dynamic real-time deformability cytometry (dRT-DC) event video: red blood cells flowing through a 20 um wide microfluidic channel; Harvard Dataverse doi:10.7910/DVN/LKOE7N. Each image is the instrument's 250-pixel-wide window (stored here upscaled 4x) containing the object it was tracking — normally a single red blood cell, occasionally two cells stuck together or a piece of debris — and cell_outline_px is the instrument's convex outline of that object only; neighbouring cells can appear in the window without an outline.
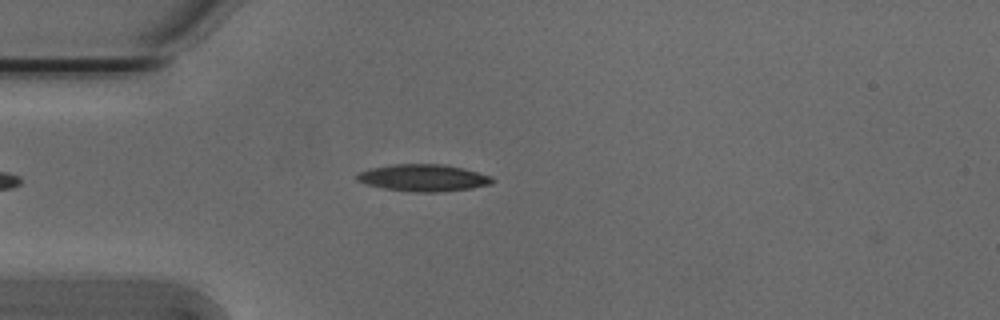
{"species": "Egyptian fruit bat (a non-hibernating species)", "species_latin": "Rousettus aegyptiacus", "temperature_condition": "cold", "stored_images_in_passage": 47, "camera_frame_rate_fps": 3000, "um_per_image_px": 0.085, "animal": {"sex": "male"}, "frame": {"image": 1, "passage_image": 8, "time_ms": 2.333, "image_size_px": [1000, 320], "cell_outline_px": [[496, 180], [492, 184], [472, 188], [436, 192], [412, 192], [384, 188], [368, 184], [356, 180], [356, 176], [360, 172], [372, 168], [392, 164], [444, 164], [464, 168], [492, 176]], "centroid_in_image_um": [36.04, 15.11], "position_along_channel_um": 49.0, "area_um2": 21.27}}
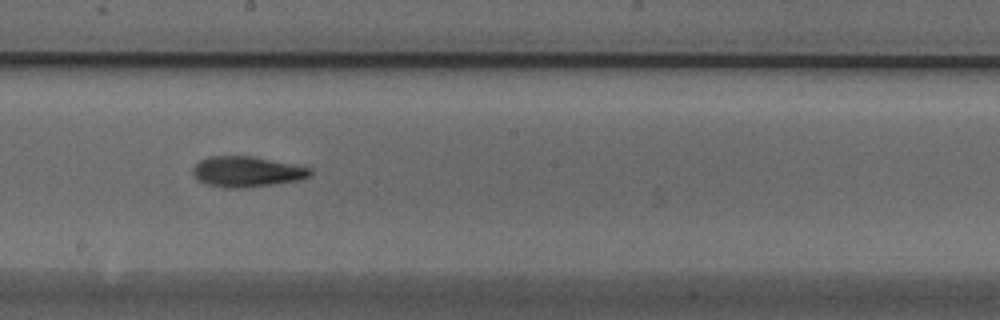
{"frame": {"image": 2, "passage_image": 23, "time_ms": 7.333, "image_size_px": [1000, 320], "cell_outline_px": [[312, 172], [308, 176], [300, 180], [244, 188], [224, 188], [208, 184], [196, 180], [192, 172], [192, 168], [200, 160], [208, 156], [252, 156], [312, 168]], "centroid_in_image_um": [20.94, 14.59], "position_along_channel_um": 227.3, "area_um2": 20.87}}
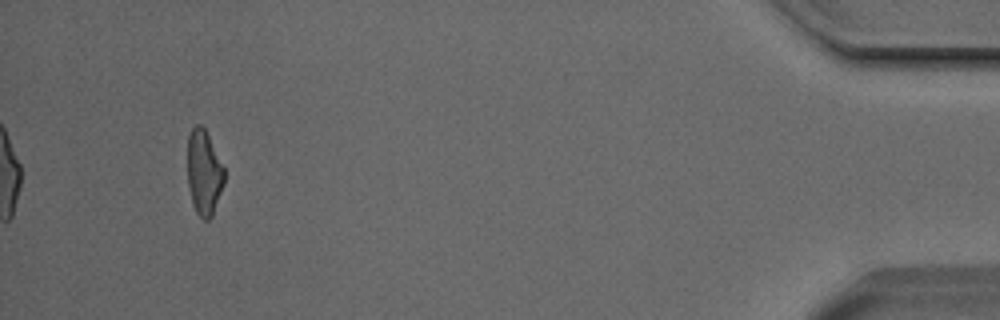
{"frame": {"image": 3, "passage_image": 44, "time_ms": 14.333, "image_size_px": [1000, 320], "cell_outline_px": [[224, 184], [212, 216], [208, 220], [204, 220], [196, 212], [192, 204], [188, 188], [188, 136], [192, 128], [196, 124], [200, 124], [204, 128], [224, 168]], "centroid_in_image_um": [17.33, 14.7], "position_along_channel_um": 417.9, "area_um2": 18.09}, "authors_computed_cell_mechanics": {"area_um2": 19.8254, "velocity_mm_per_s": 3.8204, "shape_relaxation_time_tau1_ms": 4.2627, "shape_relaxation_time_tau2_ms": 4.337, "deformation_change_tau1": 0.1647, "deformation_change_tau2": 0.1389}}